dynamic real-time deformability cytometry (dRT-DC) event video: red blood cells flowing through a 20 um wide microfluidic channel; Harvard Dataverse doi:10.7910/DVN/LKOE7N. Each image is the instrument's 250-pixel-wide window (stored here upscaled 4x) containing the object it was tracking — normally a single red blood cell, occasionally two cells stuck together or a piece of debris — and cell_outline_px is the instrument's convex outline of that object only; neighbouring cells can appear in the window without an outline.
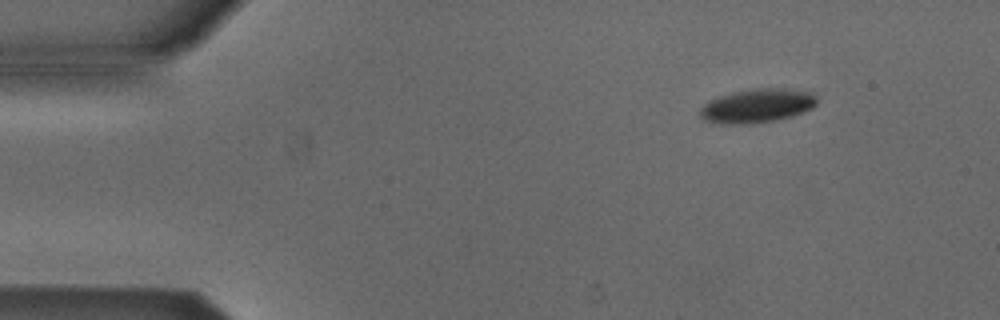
{"species": "Egyptian fruit bat (a non-hibernating species)", "species_latin": "Rousettus aegyptiacus", "temperature_condition": "cold", "stored_images_in_passage": 5, "camera_frame_rate_fps": 3000, "um_per_image_px": 0.085, "animal": {"sex": "male"}, "frame": {"image": 1, "passage_image": 1, "time_ms": 0.0, "image_size_px": [1000, 320], "cell_outline_px": [[816, 104], [812, 108], [804, 112], [792, 116], [776, 120], [748, 124], [720, 124], [704, 120], [700, 116], [700, 108], [704, 104], [720, 96], [732, 92], [756, 88], [784, 88], [812, 92], [816, 96]], "centroid_in_image_um": [64.37, 8.99], "position_along_channel_um": 20.6, "area_um2": 23.12}}
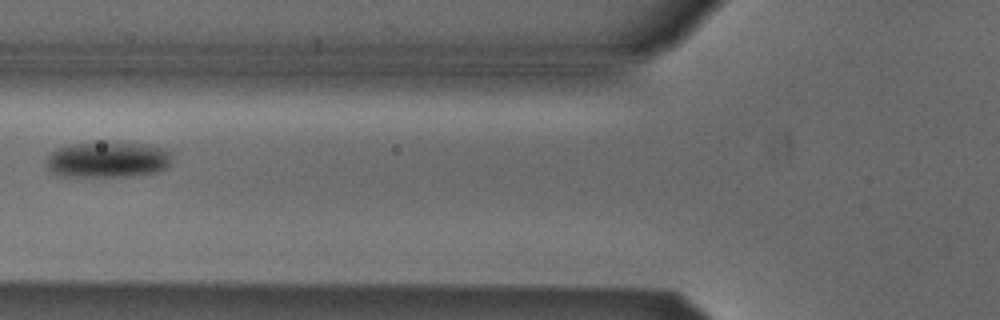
{"frame": {"image": 2, "passage_image": 5, "time_ms": 1.333, "image_size_px": [1000, 320], "cell_outline_px": [[172, 160], [164, 168], [156, 172], [124, 176], [60, 176], [52, 172], [48, 168], [48, 156], [56, 148], [72, 144], [100, 140], [140, 144], [164, 148], [172, 156]], "centroid_in_image_um": [9.13, 13.54], "position_along_channel_um": 116.7, "area_um2": 26.36}}